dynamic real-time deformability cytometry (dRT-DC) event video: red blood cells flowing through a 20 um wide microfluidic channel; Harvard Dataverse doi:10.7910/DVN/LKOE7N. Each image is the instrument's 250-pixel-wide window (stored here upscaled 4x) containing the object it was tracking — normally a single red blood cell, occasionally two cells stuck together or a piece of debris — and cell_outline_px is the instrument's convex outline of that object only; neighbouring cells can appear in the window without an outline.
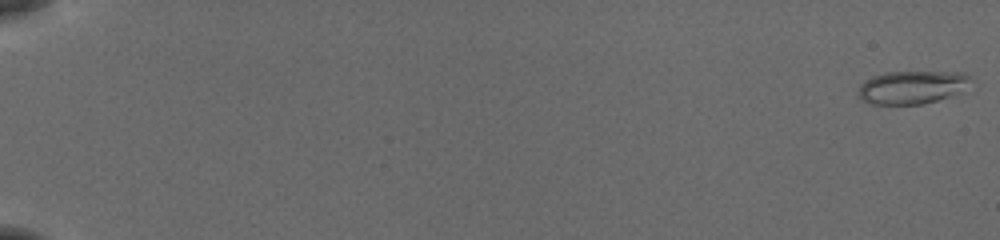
{"species": "common noctule bat (a hibernating species)", "species_latin": "Nyctalus noctula", "temperature_condition": "cold", "stored_images_in_passage": 56, "camera_frame_rate_fps": 3000, "um_per_image_px": 0.085, "animal": {"sex": "female", "body_mass_g": 19.5, "forearm_length_mm": 54.1}, "frame": {"image": 1, "passage_image": 1, "time_ms": 0.0, "image_size_px": [1000, 240], "cell_outline_px": [[972, 76], [960, 92], [936, 100], [920, 104], [872, 104], [864, 100], [856, 92], [860, 84], [864, 80], [872, 76], [884, 72], [964, 72]], "centroid_in_image_um": [77.46, 7.4], "position_along_channel_um": 7.5, "area_um2": 21.5}}
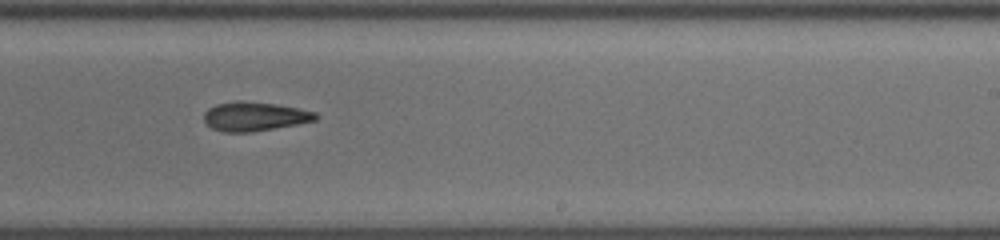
{"frame": {"image": 2, "passage_image": 37, "time_ms": 12.0, "image_size_px": [1000, 240], "cell_outline_px": [[320, 116], [316, 120], [296, 124], [252, 132], [224, 132], [212, 128], [204, 120], [204, 112], [208, 108], [216, 104], [236, 100], [276, 104], [316, 112]], "centroid_in_image_um": [21.63, 9.89], "position_along_channel_um": 267.4, "area_um2": 18.84}}
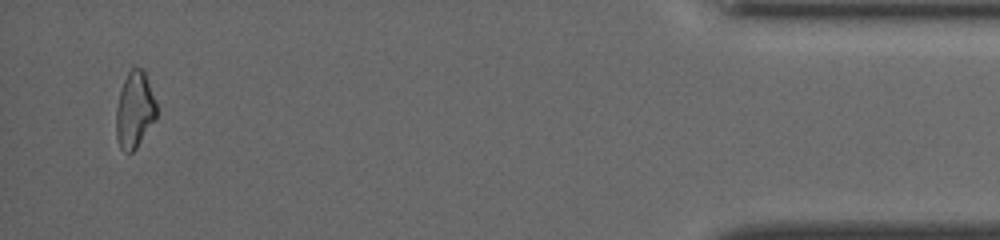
{"frame": {"image": 3, "passage_image": 54, "time_ms": 17.667, "image_size_px": [1000, 240], "cell_outline_px": [[156, 120], [136, 148], [132, 152], [124, 152], [120, 148], [116, 136], [116, 108], [120, 92], [124, 80], [128, 72], [132, 68], [144, 68], [156, 104]], "centroid_in_image_um": [11.44, 9.36], "position_along_channel_um": 423.8, "area_um2": 17.98}}